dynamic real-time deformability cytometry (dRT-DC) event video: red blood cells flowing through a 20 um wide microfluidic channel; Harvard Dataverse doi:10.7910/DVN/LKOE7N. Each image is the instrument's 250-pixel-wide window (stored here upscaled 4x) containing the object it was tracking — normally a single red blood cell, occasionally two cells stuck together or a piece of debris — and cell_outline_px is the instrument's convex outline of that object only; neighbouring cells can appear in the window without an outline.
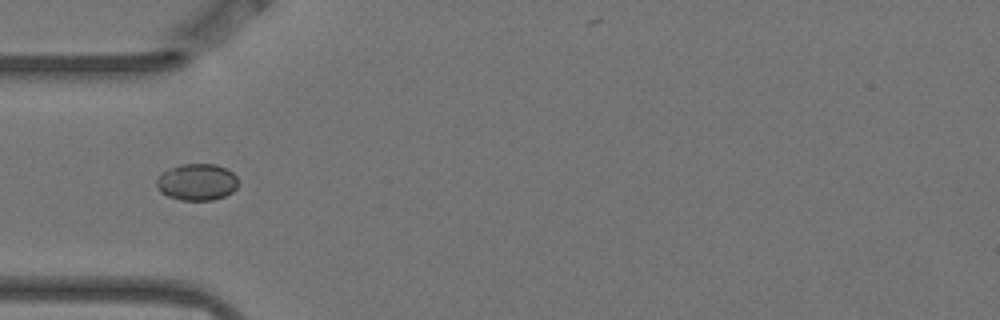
{"species": "Egyptian fruit bat (a non-hibernating species)", "species_latin": "Rousettus aegyptiacus", "temperature_condition": "warm", "stored_images_in_passage": 14, "camera_frame_rate_fps": 3000, "um_per_image_px": 0.085, "animal": {"sex": "female"}, "frame": {"image": 1, "passage_image": 4, "time_ms": 1.0, "image_size_px": [1000, 320], "cell_outline_px": [[236, 188], [232, 192], [224, 196], [212, 200], [180, 200], [168, 196], [160, 192], [156, 184], [156, 180], [160, 172], [180, 164], [216, 164], [232, 172], [236, 176]], "centroid_in_image_um": [16.7, 15.47], "position_along_channel_um": 68.3, "area_um2": 17.46}}
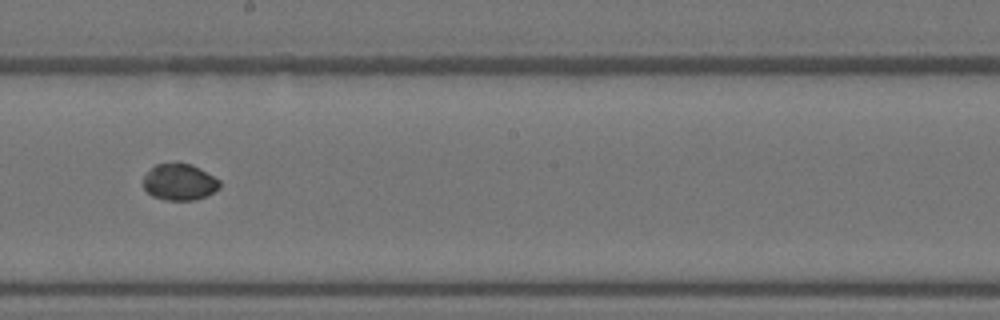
{"frame": {"image": 2, "passage_image": 8, "time_ms": 2.333, "image_size_px": [1000, 320], "cell_outline_px": [[220, 188], [208, 196], [196, 200], [164, 200], [152, 196], [144, 188], [144, 176], [156, 164], [192, 164], [220, 180]], "centroid_in_image_um": [15.29, 15.5], "position_along_channel_um": 232.9, "area_um2": 16.13}}
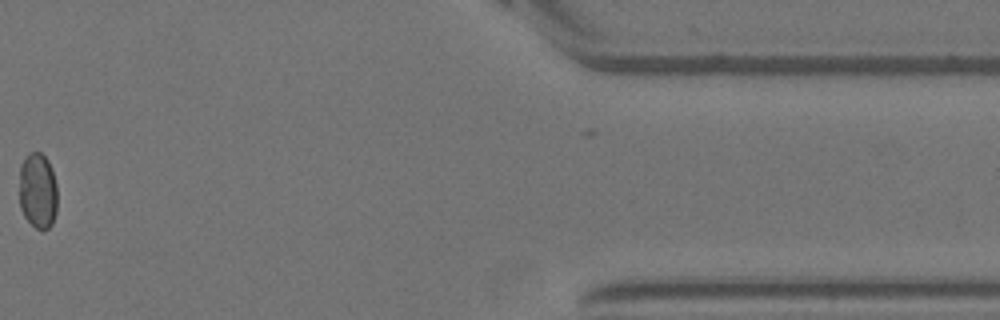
{"frame": {"image": 3, "passage_image": 13, "time_ms": 4.0, "image_size_px": [1000, 320], "cell_outline_px": [[56, 212], [52, 224], [48, 228], [36, 228], [24, 216], [20, 208], [20, 164], [32, 152], [40, 152], [48, 160], [56, 184]], "centroid_in_image_um": [3.21, 16.22], "position_along_channel_um": 408.2, "area_um2": 16.53}}